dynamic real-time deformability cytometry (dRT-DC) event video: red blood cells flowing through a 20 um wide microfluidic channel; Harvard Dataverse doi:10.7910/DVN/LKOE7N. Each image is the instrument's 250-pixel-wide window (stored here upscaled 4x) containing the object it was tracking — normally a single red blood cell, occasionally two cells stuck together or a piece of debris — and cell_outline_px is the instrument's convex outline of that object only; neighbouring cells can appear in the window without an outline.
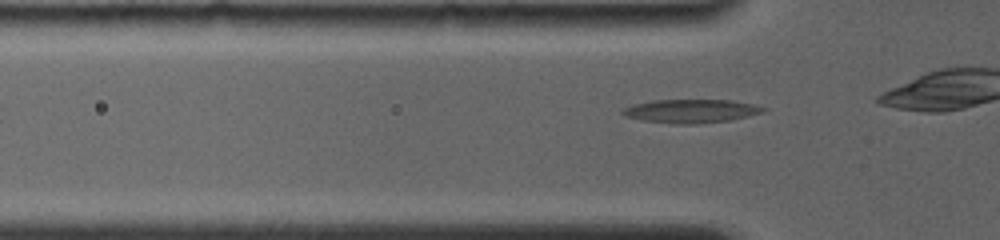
{"species": "common noctule bat (a hibernating species)", "species_latin": "Nyctalus noctula", "temperature_condition": "room temperature", "stored_images_in_passage": 3, "segment_of_instrument_passage": [2, 2], "camera_frame_rate_fps": 4000, "um_per_image_px": 0.085, "animal": {"sex": "female", "body_mass_g": 19.0, "forearm_length_mm": 56.7}, "frame": {"image": 1, "passage_image": 3, "time_ms": 2.0, "image_size_px": [1000, 240], "cell_outline_px": [[768, 108], [764, 112], [748, 116], [728, 120], [696, 124], [676, 124], [640, 120], [624, 116], [620, 112], [624, 108], [632, 104], [652, 100], [732, 100], [752, 104]], "centroid_in_image_um": [58.7, 9.44], "position_along_channel_um": 67.1, "area_um2": 19.36}}